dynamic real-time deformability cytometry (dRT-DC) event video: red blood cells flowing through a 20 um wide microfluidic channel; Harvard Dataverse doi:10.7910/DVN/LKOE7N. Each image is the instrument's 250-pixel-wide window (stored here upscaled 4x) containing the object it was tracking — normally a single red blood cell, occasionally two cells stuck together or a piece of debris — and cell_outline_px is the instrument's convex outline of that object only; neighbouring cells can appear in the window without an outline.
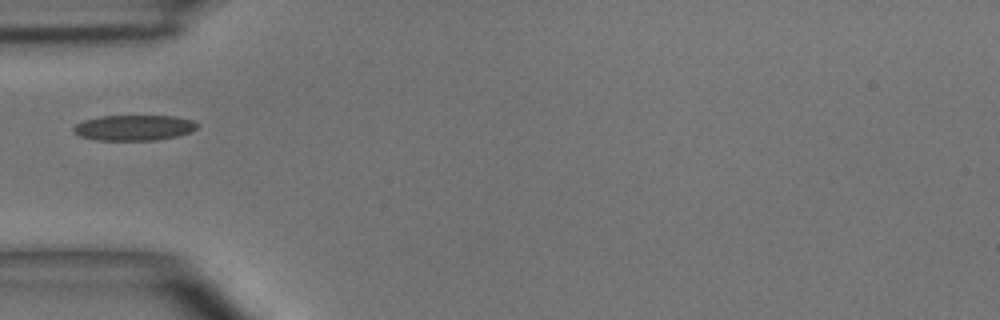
{"species": "common noctule bat (a hibernating species)", "species_latin": "Nyctalus noctula", "temperature_condition": "room temperature", "stored_images_in_passage": 3, "camera_frame_rate_fps": 3000, "um_per_image_px": 0.085, "animal": {"sex": "male", "body_mass_g": 15.6}, "frame": {"image": 1, "passage_image": 2, "time_ms": 1.333, "image_size_px": [1000, 320], "cell_outline_px": [[200, 124], [192, 132], [176, 136], [156, 140], [96, 140], [80, 136], [72, 132], [72, 128], [76, 124], [84, 120], [100, 116], [176, 116], [192, 120]], "centroid_in_image_um": [11.39, 10.85], "position_along_channel_um": 73.6, "area_um2": 18.5}}
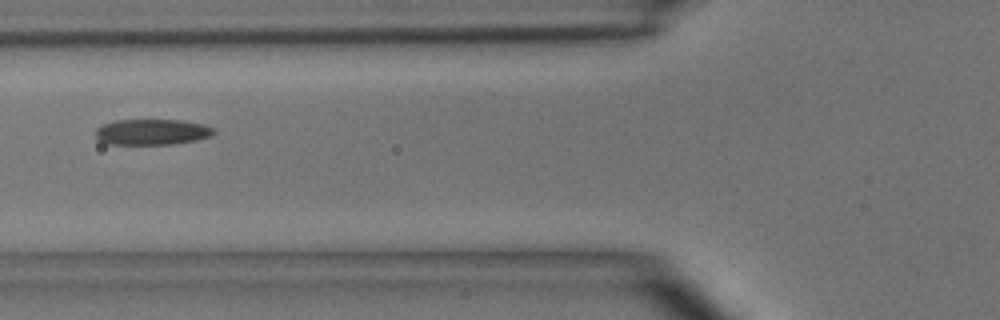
{"frame": {"image": 2, "passage_image": 3, "time_ms": 2.333, "image_size_px": [1000, 320], "cell_outline_px": [[216, 132], [212, 136], [196, 140], [172, 144], [108, 144], [100, 140], [96, 136], [96, 128], [104, 124], [116, 120], [184, 120], [204, 124], [212, 128]], "centroid_in_image_um": [12.95, 11.21], "position_along_channel_um": 112.8, "area_um2": 17.74}}